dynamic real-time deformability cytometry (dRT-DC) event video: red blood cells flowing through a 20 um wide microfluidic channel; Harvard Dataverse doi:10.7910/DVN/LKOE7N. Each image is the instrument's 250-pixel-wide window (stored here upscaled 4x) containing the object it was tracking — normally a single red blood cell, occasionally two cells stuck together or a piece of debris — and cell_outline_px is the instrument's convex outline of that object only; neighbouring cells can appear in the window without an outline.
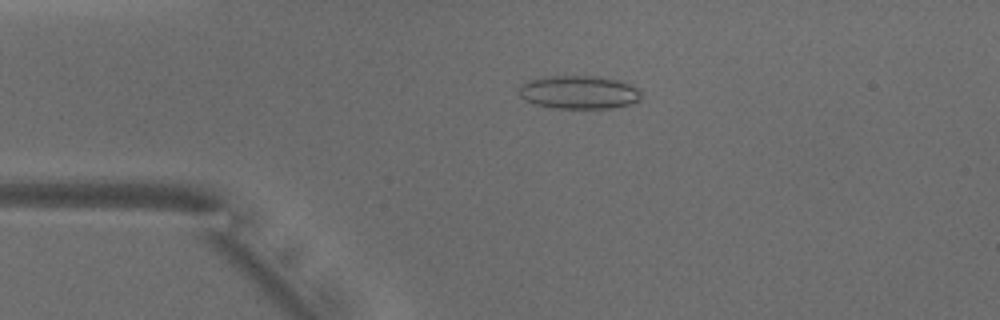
{"species": "common noctule bat (a hibernating species)", "species_latin": "Nyctalus noctula", "temperature_condition": "warm", "stored_images_in_passage": 50, "camera_frame_rate_fps": 3000, "um_per_image_px": 0.085, "animal": {"sex": "male", "body_mass_g": 18.8}, "frame": {"image": 1, "passage_image": 10, "time_ms": 3.0, "image_size_px": [1000, 320], "cell_outline_px": [[640, 100], [628, 104], [608, 108], [556, 108], [532, 104], [524, 100], [520, 96], [516, 88], [520, 84], [528, 80], [544, 76], [600, 76], [620, 80], [636, 88], [640, 92]], "centroid_in_image_um": [49.12, 7.83], "position_along_channel_um": 35.9, "area_um2": 23.93}}
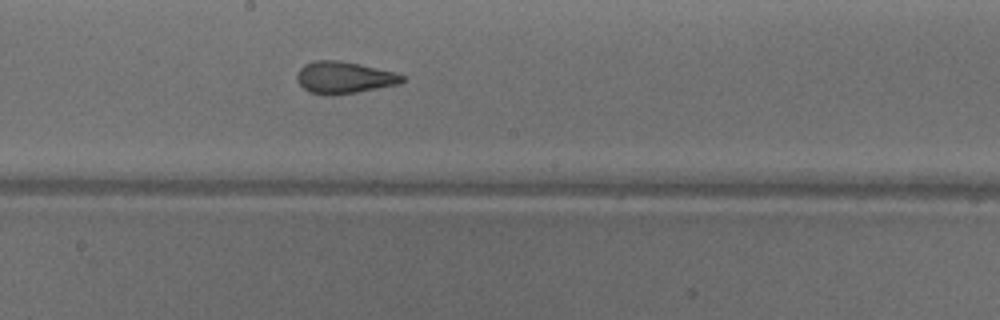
{"frame": {"image": 2, "passage_image": 26, "time_ms": 8.333, "image_size_px": [1000, 320], "cell_outline_px": [[404, 80], [400, 84], [356, 92], [328, 96], [324, 96], [308, 92], [296, 80], [296, 76], [300, 68], [304, 64], [316, 60], [340, 60], [360, 64], [396, 72], [404, 76]], "centroid_in_image_um": [29.23, 6.59], "position_along_channel_um": 219.0, "area_um2": 19.77}}
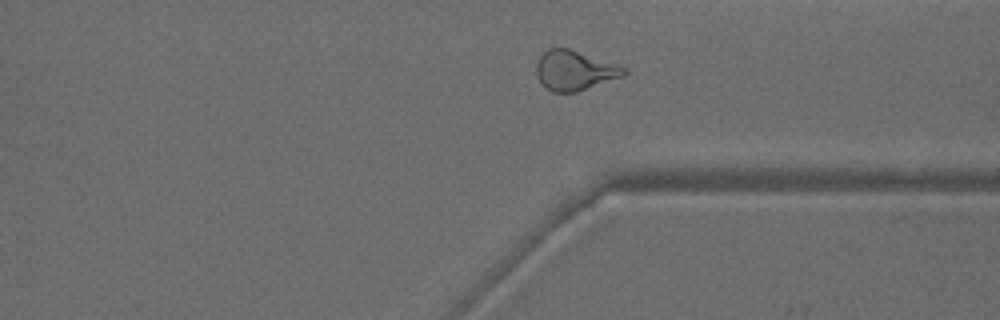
{"frame": {"image": 3, "passage_image": 37, "time_ms": 12.0, "image_size_px": [1000, 320], "cell_outline_px": [[628, 72], [624, 76], [576, 92], [552, 92], [544, 88], [540, 84], [536, 76], [536, 64], [540, 56], [548, 48], [568, 48], [628, 68]], "centroid_in_image_um": [48.82, 6.0], "position_along_channel_um": 362.6, "area_um2": 20.4}, "authors_computed_cell_mechanics": {"area_um2": 21.4438, "velocity_mm_per_s": 3.9352, "shape_relaxation_time_tau1_ms": 6.4537, "shape_relaxation_time_tau2_ms": 1.2662, "deformation_change_tau1": 0.1797, "deformation_change_tau2": 0.0926}}